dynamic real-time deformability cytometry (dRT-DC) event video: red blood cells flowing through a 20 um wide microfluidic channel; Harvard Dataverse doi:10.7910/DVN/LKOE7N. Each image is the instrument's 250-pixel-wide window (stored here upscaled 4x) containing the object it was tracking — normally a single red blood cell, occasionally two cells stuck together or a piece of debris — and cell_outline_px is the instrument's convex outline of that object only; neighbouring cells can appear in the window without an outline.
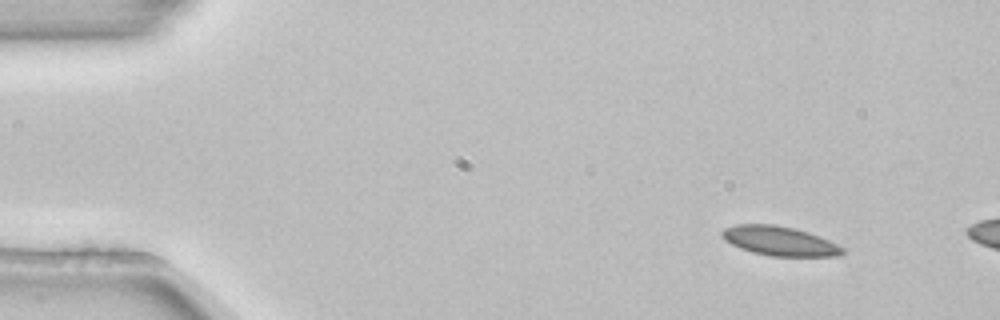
{"species": "common noctule bat (a hibernating species)", "species_latin": "Nyctalus noctula", "temperature_condition": "room temperature", "stored_images_in_passage": 3, "camera_frame_rate_fps": 3000, "um_per_image_px": 0.085, "animal": {"sex": "female", "body_mass_g": 22.7, "forearm_length_mm": 54.2}, "frame": {"image": 1, "passage_image": 1, "time_ms": 0.0, "image_size_px": [1000, 320], "cell_outline_px": [[844, 252], [840, 256], [772, 256], [752, 252], [740, 248], [724, 240], [720, 236], [720, 232], [724, 228], [736, 224], [776, 224], [808, 232], [820, 236], [844, 248]], "centroid_in_image_um": [66.23, 20.48], "position_along_channel_um": 18.8, "area_um2": 20.63}}